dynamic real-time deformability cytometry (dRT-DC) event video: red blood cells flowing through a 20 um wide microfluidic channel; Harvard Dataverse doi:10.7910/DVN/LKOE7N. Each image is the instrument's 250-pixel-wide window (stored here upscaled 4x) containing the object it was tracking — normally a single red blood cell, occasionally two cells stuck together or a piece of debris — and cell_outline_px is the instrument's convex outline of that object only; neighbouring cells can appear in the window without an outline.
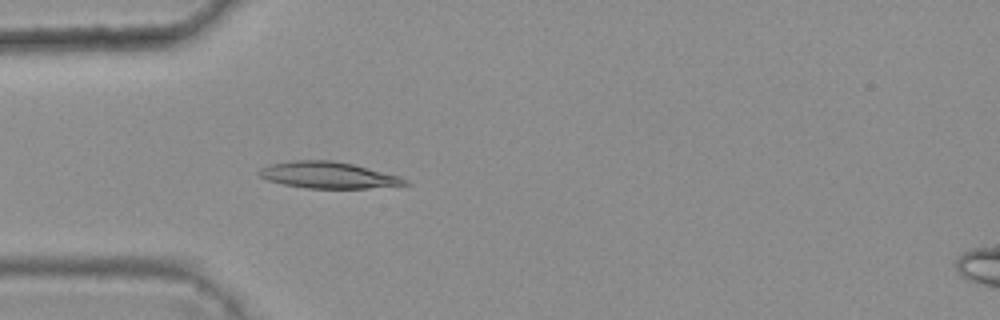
{"species": "common noctule bat (a hibernating species)", "species_latin": "Nyctalus noctula", "temperature_condition": "warm", "stored_images_in_passage": 3, "camera_frame_rate_fps": 3000, "um_per_image_px": 0.085, "animal": {"sex": "female", "body_mass_g": 25.1}, "frame": {"image": 1, "passage_image": 3, "time_ms": 0.667, "image_size_px": [1000, 320], "cell_outline_px": [[412, 184], [368, 188], [308, 188], [284, 184], [268, 180], [260, 176], [256, 172], [260, 168], [268, 164], [292, 160], [332, 160], [352, 164], [400, 176], [408, 180]], "centroid_in_image_um": [27.88, 14.88], "position_along_channel_um": 57.1, "area_um2": 22.48}}